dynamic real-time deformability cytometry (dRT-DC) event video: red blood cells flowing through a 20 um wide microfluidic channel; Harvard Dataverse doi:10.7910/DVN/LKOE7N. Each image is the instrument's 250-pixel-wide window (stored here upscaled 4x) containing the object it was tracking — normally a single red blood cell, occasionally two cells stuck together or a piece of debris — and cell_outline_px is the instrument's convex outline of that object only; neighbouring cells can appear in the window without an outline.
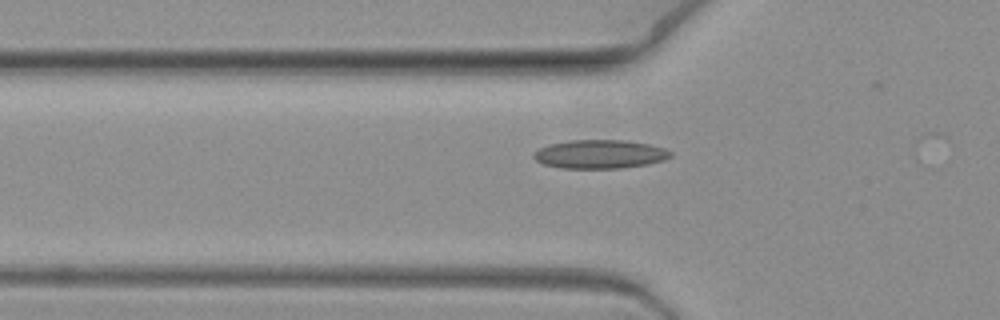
{"species": "common noctule bat (a hibernating species)", "species_latin": "Nyctalus noctula", "temperature_condition": "warm", "stored_images_in_passage": 5, "camera_frame_rate_fps": 3000, "um_per_image_px": 0.085, "animal": {"sex": "female", "body_mass_g": 19.3, "forearm_length_mm": 54.1}, "frame": {"image": 1, "passage_image": 5, "time_ms": 1.333, "image_size_px": [1000, 320], "cell_outline_px": [[672, 156], [664, 160], [648, 164], [620, 168], [560, 168], [544, 164], [536, 160], [532, 156], [540, 148], [548, 144], [568, 140], [624, 140], [648, 144], [664, 148], [672, 152]], "centroid_in_image_um": [50.99, 13.1], "position_along_channel_um": 74.8, "area_um2": 22.83}}